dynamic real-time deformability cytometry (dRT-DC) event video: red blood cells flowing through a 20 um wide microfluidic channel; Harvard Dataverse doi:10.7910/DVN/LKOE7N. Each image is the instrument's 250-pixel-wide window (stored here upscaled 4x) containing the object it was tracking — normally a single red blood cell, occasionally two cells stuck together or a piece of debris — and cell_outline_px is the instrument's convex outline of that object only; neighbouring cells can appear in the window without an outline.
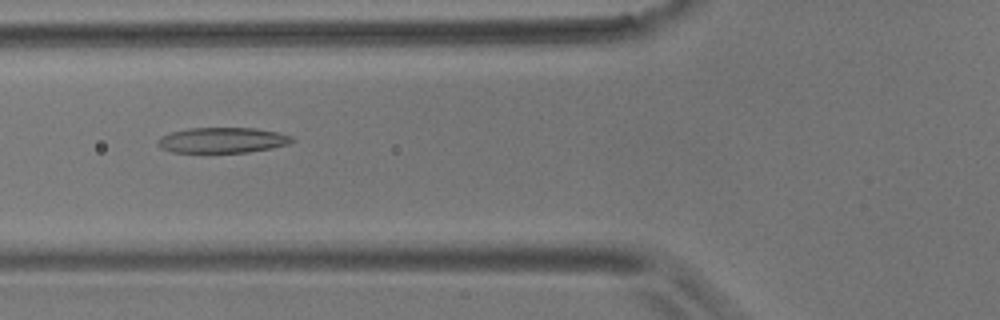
{"species": "common noctule bat (a hibernating species)", "species_latin": "Nyctalus noctula", "temperature_condition": "room temperature", "stored_images_in_passage": 5, "camera_frame_rate_fps": 3000, "um_per_image_px": 0.085, "animal": {"sex": "male", "body_mass_g": 17.9}, "frame": {"image": 1, "passage_image": 3, "time_ms": 2.333, "image_size_px": [1000, 320], "cell_outline_px": [[296, 140], [288, 144], [272, 148], [248, 152], [172, 152], [160, 148], [156, 144], [156, 140], [160, 136], [172, 132], [188, 128], [256, 128], [276, 132], [292, 136]], "centroid_in_image_um": [18.88, 11.91], "position_along_channel_um": 106.9, "area_um2": 20.0}}
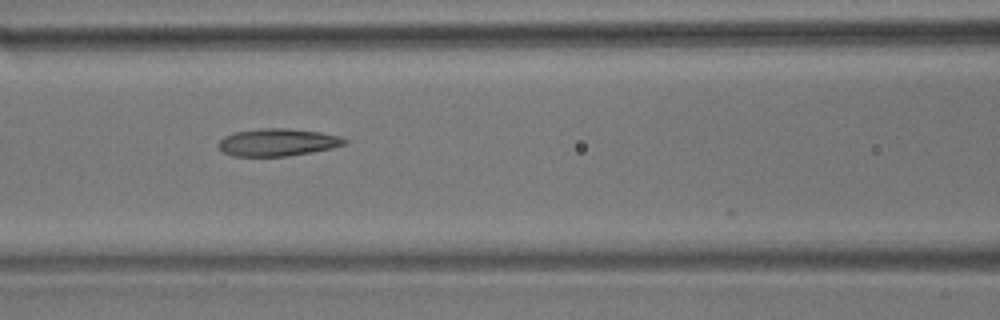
{"frame": {"image": 2, "passage_image": 4, "time_ms": 3.333, "image_size_px": [1000, 320], "cell_outline_px": [[348, 140], [344, 144], [332, 148], [288, 156], [232, 156], [224, 152], [216, 144], [224, 136], [236, 132], [260, 128], [288, 128], [320, 132], [340, 136]], "centroid_in_image_um": [23.58, 12.09], "position_along_channel_um": 143.0, "area_um2": 20.11}}